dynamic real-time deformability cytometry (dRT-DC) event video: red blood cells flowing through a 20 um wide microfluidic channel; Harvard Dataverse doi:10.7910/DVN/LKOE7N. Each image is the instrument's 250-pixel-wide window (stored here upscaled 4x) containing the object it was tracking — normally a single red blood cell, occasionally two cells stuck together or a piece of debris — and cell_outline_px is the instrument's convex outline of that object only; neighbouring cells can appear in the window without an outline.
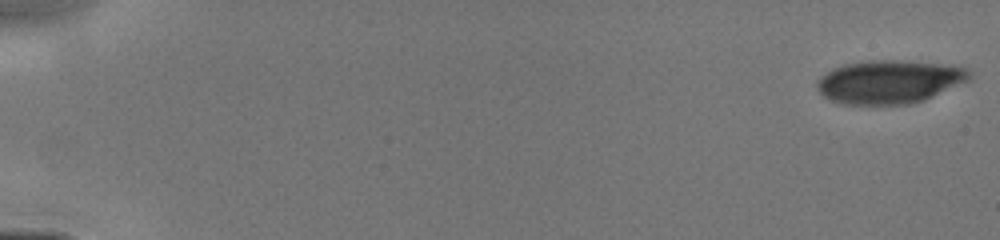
{"species": "human", "species_latin": "Homo sapiens", "temperature_condition": "cold", "stored_images_in_passage": 58, "camera_frame_rate_fps": 3000, "um_per_image_px": 0.085, "donor": {"sex": "male"}, "frame": {"image": 1, "passage_image": 1, "time_ms": 0.0, "image_size_px": [1000, 240], "cell_outline_px": [[972, 76], [968, 80], [924, 100], [912, 104], [844, 104], [832, 100], [824, 96], [816, 88], [816, 84], [820, 76], [832, 68], [844, 64], [868, 60], [900, 60], [936, 64], [964, 68]], "centroid_in_image_um": [75.52, 6.95], "position_along_channel_um": 9.5, "area_um2": 38.09}}
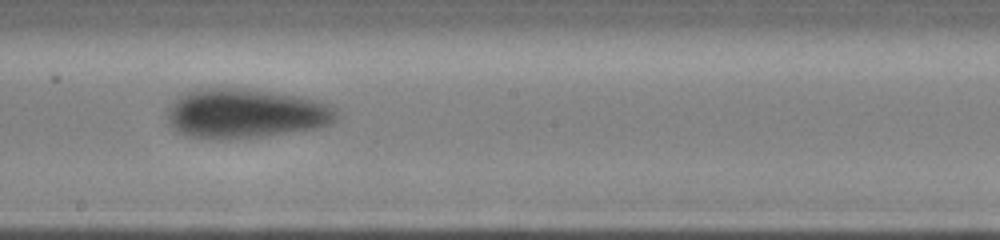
{"frame": {"image": 2, "passage_image": 35, "time_ms": 9.0, "image_size_px": [1000, 240], "cell_outline_px": [[340, 116], [332, 124], [320, 128], [264, 136], [184, 136], [176, 132], [168, 124], [168, 108], [184, 92], [200, 88], [244, 88], [300, 96], [320, 100], [332, 104], [340, 108]], "centroid_in_image_um": [20.99, 9.61], "position_along_channel_um": 227.2, "area_um2": 48.73}}
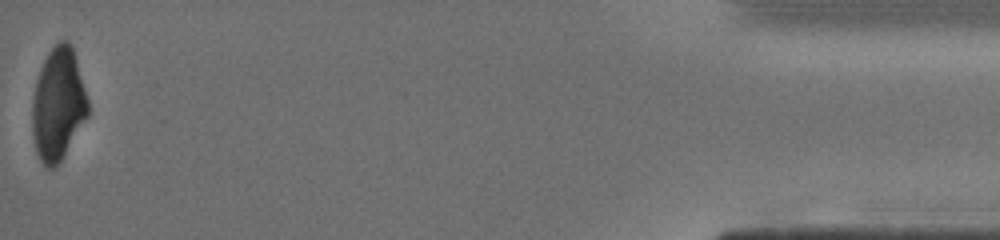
{"frame": {"image": 3, "passage_image": 57, "time_ms": 15.333, "image_size_px": [1000, 240], "cell_outline_px": [[88, 116], [56, 168], [48, 168], [40, 160], [36, 152], [32, 136], [32, 100], [36, 80], [40, 68], [48, 52], [60, 40], [68, 40], [72, 44], [88, 100]], "centroid_in_image_um": [4.93, 8.86], "position_along_channel_um": 430.3, "area_um2": 36.65}}